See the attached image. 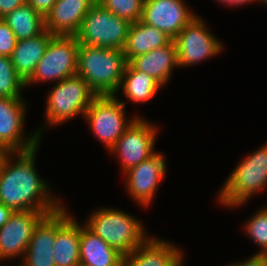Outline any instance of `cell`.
<instances>
[{"instance_id": "cell-27", "label": "cell", "mask_w": 267, "mask_h": 266, "mask_svg": "<svg viewBox=\"0 0 267 266\" xmlns=\"http://www.w3.org/2000/svg\"><path fill=\"white\" fill-rule=\"evenodd\" d=\"M97 2L131 24L142 19L144 0H97Z\"/></svg>"}, {"instance_id": "cell-33", "label": "cell", "mask_w": 267, "mask_h": 266, "mask_svg": "<svg viewBox=\"0 0 267 266\" xmlns=\"http://www.w3.org/2000/svg\"><path fill=\"white\" fill-rule=\"evenodd\" d=\"M215 2H218L219 4L222 3L223 5L225 4V6H229L231 5V7L233 6H243V5H248L251 4L253 2H259V0H215Z\"/></svg>"}, {"instance_id": "cell-24", "label": "cell", "mask_w": 267, "mask_h": 266, "mask_svg": "<svg viewBox=\"0 0 267 266\" xmlns=\"http://www.w3.org/2000/svg\"><path fill=\"white\" fill-rule=\"evenodd\" d=\"M1 19L14 32L17 40L38 36L45 30V19L27 2Z\"/></svg>"}, {"instance_id": "cell-25", "label": "cell", "mask_w": 267, "mask_h": 266, "mask_svg": "<svg viewBox=\"0 0 267 266\" xmlns=\"http://www.w3.org/2000/svg\"><path fill=\"white\" fill-rule=\"evenodd\" d=\"M25 82L16 73L9 56L0 55V98H23Z\"/></svg>"}, {"instance_id": "cell-3", "label": "cell", "mask_w": 267, "mask_h": 266, "mask_svg": "<svg viewBox=\"0 0 267 266\" xmlns=\"http://www.w3.org/2000/svg\"><path fill=\"white\" fill-rule=\"evenodd\" d=\"M83 224L123 256L132 253L150 237L141 220L116 208L100 207Z\"/></svg>"}, {"instance_id": "cell-23", "label": "cell", "mask_w": 267, "mask_h": 266, "mask_svg": "<svg viewBox=\"0 0 267 266\" xmlns=\"http://www.w3.org/2000/svg\"><path fill=\"white\" fill-rule=\"evenodd\" d=\"M121 88L128 100L135 104H142L155 97L162 86L152 76L136 70L130 63H127Z\"/></svg>"}, {"instance_id": "cell-15", "label": "cell", "mask_w": 267, "mask_h": 266, "mask_svg": "<svg viewBox=\"0 0 267 266\" xmlns=\"http://www.w3.org/2000/svg\"><path fill=\"white\" fill-rule=\"evenodd\" d=\"M68 212L65 205L56 211L55 266L80 265L81 225Z\"/></svg>"}, {"instance_id": "cell-1", "label": "cell", "mask_w": 267, "mask_h": 266, "mask_svg": "<svg viewBox=\"0 0 267 266\" xmlns=\"http://www.w3.org/2000/svg\"><path fill=\"white\" fill-rule=\"evenodd\" d=\"M38 149L39 146L5 156L0 167V202L13 211L33 210L50 215L64 204L52 196L49 184L37 173Z\"/></svg>"}, {"instance_id": "cell-31", "label": "cell", "mask_w": 267, "mask_h": 266, "mask_svg": "<svg viewBox=\"0 0 267 266\" xmlns=\"http://www.w3.org/2000/svg\"><path fill=\"white\" fill-rule=\"evenodd\" d=\"M26 3V0H0V18Z\"/></svg>"}, {"instance_id": "cell-34", "label": "cell", "mask_w": 267, "mask_h": 266, "mask_svg": "<svg viewBox=\"0 0 267 266\" xmlns=\"http://www.w3.org/2000/svg\"><path fill=\"white\" fill-rule=\"evenodd\" d=\"M8 152L0 146V167Z\"/></svg>"}, {"instance_id": "cell-5", "label": "cell", "mask_w": 267, "mask_h": 266, "mask_svg": "<svg viewBox=\"0 0 267 266\" xmlns=\"http://www.w3.org/2000/svg\"><path fill=\"white\" fill-rule=\"evenodd\" d=\"M45 119L42 127L59 126L84 113L97 96L79 76L67 77L54 84L46 95ZM46 125V126H45Z\"/></svg>"}, {"instance_id": "cell-7", "label": "cell", "mask_w": 267, "mask_h": 266, "mask_svg": "<svg viewBox=\"0 0 267 266\" xmlns=\"http://www.w3.org/2000/svg\"><path fill=\"white\" fill-rule=\"evenodd\" d=\"M130 24L96 2L76 37L79 44L124 50Z\"/></svg>"}, {"instance_id": "cell-28", "label": "cell", "mask_w": 267, "mask_h": 266, "mask_svg": "<svg viewBox=\"0 0 267 266\" xmlns=\"http://www.w3.org/2000/svg\"><path fill=\"white\" fill-rule=\"evenodd\" d=\"M17 41L14 32L0 18V55L10 57L16 47Z\"/></svg>"}, {"instance_id": "cell-21", "label": "cell", "mask_w": 267, "mask_h": 266, "mask_svg": "<svg viewBox=\"0 0 267 266\" xmlns=\"http://www.w3.org/2000/svg\"><path fill=\"white\" fill-rule=\"evenodd\" d=\"M123 255L109 246L98 235L81 225V266H122Z\"/></svg>"}, {"instance_id": "cell-16", "label": "cell", "mask_w": 267, "mask_h": 266, "mask_svg": "<svg viewBox=\"0 0 267 266\" xmlns=\"http://www.w3.org/2000/svg\"><path fill=\"white\" fill-rule=\"evenodd\" d=\"M178 247L162 238L151 236L132 253L123 256L122 266H181L184 263V252Z\"/></svg>"}, {"instance_id": "cell-9", "label": "cell", "mask_w": 267, "mask_h": 266, "mask_svg": "<svg viewBox=\"0 0 267 266\" xmlns=\"http://www.w3.org/2000/svg\"><path fill=\"white\" fill-rule=\"evenodd\" d=\"M27 106L24 98H0V146L8 153L25 152L40 145L41 126L24 136Z\"/></svg>"}, {"instance_id": "cell-18", "label": "cell", "mask_w": 267, "mask_h": 266, "mask_svg": "<svg viewBox=\"0 0 267 266\" xmlns=\"http://www.w3.org/2000/svg\"><path fill=\"white\" fill-rule=\"evenodd\" d=\"M56 212L46 215L35 227L19 266H55Z\"/></svg>"}, {"instance_id": "cell-12", "label": "cell", "mask_w": 267, "mask_h": 266, "mask_svg": "<svg viewBox=\"0 0 267 266\" xmlns=\"http://www.w3.org/2000/svg\"><path fill=\"white\" fill-rule=\"evenodd\" d=\"M164 157V154L156 151L151 157L123 173L126 190L132 200L142 208L152 203L159 183L166 176L167 164Z\"/></svg>"}, {"instance_id": "cell-8", "label": "cell", "mask_w": 267, "mask_h": 266, "mask_svg": "<svg viewBox=\"0 0 267 266\" xmlns=\"http://www.w3.org/2000/svg\"><path fill=\"white\" fill-rule=\"evenodd\" d=\"M78 40L76 36L54 35L45 50L44 56L36 65L34 73L25 82V87L33 83H56L77 73Z\"/></svg>"}, {"instance_id": "cell-35", "label": "cell", "mask_w": 267, "mask_h": 266, "mask_svg": "<svg viewBox=\"0 0 267 266\" xmlns=\"http://www.w3.org/2000/svg\"><path fill=\"white\" fill-rule=\"evenodd\" d=\"M260 2H261V3L263 2V4L267 6V0H259V3H260Z\"/></svg>"}, {"instance_id": "cell-10", "label": "cell", "mask_w": 267, "mask_h": 266, "mask_svg": "<svg viewBox=\"0 0 267 266\" xmlns=\"http://www.w3.org/2000/svg\"><path fill=\"white\" fill-rule=\"evenodd\" d=\"M180 67H190L208 58L220 55L223 43L209 31L200 16L194 17L185 28L173 39Z\"/></svg>"}, {"instance_id": "cell-32", "label": "cell", "mask_w": 267, "mask_h": 266, "mask_svg": "<svg viewBox=\"0 0 267 266\" xmlns=\"http://www.w3.org/2000/svg\"><path fill=\"white\" fill-rule=\"evenodd\" d=\"M14 211L0 202V229L8 222Z\"/></svg>"}, {"instance_id": "cell-13", "label": "cell", "mask_w": 267, "mask_h": 266, "mask_svg": "<svg viewBox=\"0 0 267 266\" xmlns=\"http://www.w3.org/2000/svg\"><path fill=\"white\" fill-rule=\"evenodd\" d=\"M46 215L33 210L14 211L0 229V261L22 260L35 227Z\"/></svg>"}, {"instance_id": "cell-26", "label": "cell", "mask_w": 267, "mask_h": 266, "mask_svg": "<svg viewBox=\"0 0 267 266\" xmlns=\"http://www.w3.org/2000/svg\"><path fill=\"white\" fill-rule=\"evenodd\" d=\"M243 227L244 232L260 248L255 254L267 255V207L258 209Z\"/></svg>"}, {"instance_id": "cell-29", "label": "cell", "mask_w": 267, "mask_h": 266, "mask_svg": "<svg viewBox=\"0 0 267 266\" xmlns=\"http://www.w3.org/2000/svg\"><path fill=\"white\" fill-rule=\"evenodd\" d=\"M57 0H26V2L44 19L51 12Z\"/></svg>"}, {"instance_id": "cell-22", "label": "cell", "mask_w": 267, "mask_h": 266, "mask_svg": "<svg viewBox=\"0 0 267 266\" xmlns=\"http://www.w3.org/2000/svg\"><path fill=\"white\" fill-rule=\"evenodd\" d=\"M171 40L164 32L142 20L130 24L123 50L127 63L137 56L167 45Z\"/></svg>"}, {"instance_id": "cell-30", "label": "cell", "mask_w": 267, "mask_h": 266, "mask_svg": "<svg viewBox=\"0 0 267 266\" xmlns=\"http://www.w3.org/2000/svg\"><path fill=\"white\" fill-rule=\"evenodd\" d=\"M226 266H267V255L253 254L245 261L230 263Z\"/></svg>"}, {"instance_id": "cell-14", "label": "cell", "mask_w": 267, "mask_h": 266, "mask_svg": "<svg viewBox=\"0 0 267 266\" xmlns=\"http://www.w3.org/2000/svg\"><path fill=\"white\" fill-rule=\"evenodd\" d=\"M197 15L184 0H144L141 20L173 40Z\"/></svg>"}, {"instance_id": "cell-20", "label": "cell", "mask_w": 267, "mask_h": 266, "mask_svg": "<svg viewBox=\"0 0 267 266\" xmlns=\"http://www.w3.org/2000/svg\"><path fill=\"white\" fill-rule=\"evenodd\" d=\"M54 35L44 30L38 36L18 40L11 54V62L16 73L26 82L34 73L36 65L44 56L50 39Z\"/></svg>"}, {"instance_id": "cell-4", "label": "cell", "mask_w": 267, "mask_h": 266, "mask_svg": "<svg viewBox=\"0 0 267 266\" xmlns=\"http://www.w3.org/2000/svg\"><path fill=\"white\" fill-rule=\"evenodd\" d=\"M239 162L217 196L223 207L239 208L267 187V142Z\"/></svg>"}, {"instance_id": "cell-2", "label": "cell", "mask_w": 267, "mask_h": 266, "mask_svg": "<svg viewBox=\"0 0 267 266\" xmlns=\"http://www.w3.org/2000/svg\"><path fill=\"white\" fill-rule=\"evenodd\" d=\"M79 75L97 96L117 95L127 65L123 50L79 44Z\"/></svg>"}, {"instance_id": "cell-6", "label": "cell", "mask_w": 267, "mask_h": 266, "mask_svg": "<svg viewBox=\"0 0 267 266\" xmlns=\"http://www.w3.org/2000/svg\"><path fill=\"white\" fill-rule=\"evenodd\" d=\"M125 102L117 95L96 96L83 118L106 151L115 145L126 129L138 117H126Z\"/></svg>"}, {"instance_id": "cell-11", "label": "cell", "mask_w": 267, "mask_h": 266, "mask_svg": "<svg viewBox=\"0 0 267 266\" xmlns=\"http://www.w3.org/2000/svg\"><path fill=\"white\" fill-rule=\"evenodd\" d=\"M156 125L146 118L137 117L109 150L121 163L122 173L138 165L155 154V141L157 139Z\"/></svg>"}, {"instance_id": "cell-19", "label": "cell", "mask_w": 267, "mask_h": 266, "mask_svg": "<svg viewBox=\"0 0 267 266\" xmlns=\"http://www.w3.org/2000/svg\"><path fill=\"white\" fill-rule=\"evenodd\" d=\"M129 63L136 70L152 76L163 87L171 79L174 68L179 67L176 45L171 40L167 45L137 56Z\"/></svg>"}, {"instance_id": "cell-17", "label": "cell", "mask_w": 267, "mask_h": 266, "mask_svg": "<svg viewBox=\"0 0 267 266\" xmlns=\"http://www.w3.org/2000/svg\"><path fill=\"white\" fill-rule=\"evenodd\" d=\"M97 0H57L45 17V30L53 35L76 36L84 17Z\"/></svg>"}]
</instances>
